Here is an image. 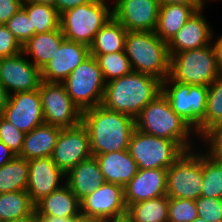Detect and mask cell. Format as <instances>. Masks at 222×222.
<instances>
[{
  "mask_svg": "<svg viewBox=\"0 0 222 222\" xmlns=\"http://www.w3.org/2000/svg\"><path fill=\"white\" fill-rule=\"evenodd\" d=\"M127 222H168V196L136 202L127 207Z\"/></svg>",
  "mask_w": 222,
  "mask_h": 222,
  "instance_id": "cell-28",
  "label": "cell"
},
{
  "mask_svg": "<svg viewBox=\"0 0 222 222\" xmlns=\"http://www.w3.org/2000/svg\"><path fill=\"white\" fill-rule=\"evenodd\" d=\"M192 222H208L206 219L197 217L196 219H194Z\"/></svg>",
  "mask_w": 222,
  "mask_h": 222,
  "instance_id": "cell-51",
  "label": "cell"
},
{
  "mask_svg": "<svg viewBox=\"0 0 222 222\" xmlns=\"http://www.w3.org/2000/svg\"><path fill=\"white\" fill-rule=\"evenodd\" d=\"M65 40L59 27L53 31L33 35L22 45V52L27 58L31 57L29 60L42 70L53 59Z\"/></svg>",
  "mask_w": 222,
  "mask_h": 222,
  "instance_id": "cell-24",
  "label": "cell"
},
{
  "mask_svg": "<svg viewBox=\"0 0 222 222\" xmlns=\"http://www.w3.org/2000/svg\"><path fill=\"white\" fill-rule=\"evenodd\" d=\"M38 216L76 218L81 215V204L67 184L51 192L35 204Z\"/></svg>",
  "mask_w": 222,
  "mask_h": 222,
  "instance_id": "cell-22",
  "label": "cell"
},
{
  "mask_svg": "<svg viewBox=\"0 0 222 222\" xmlns=\"http://www.w3.org/2000/svg\"><path fill=\"white\" fill-rule=\"evenodd\" d=\"M205 5L165 4L160 5L156 35L169 42L196 10Z\"/></svg>",
  "mask_w": 222,
  "mask_h": 222,
  "instance_id": "cell-26",
  "label": "cell"
},
{
  "mask_svg": "<svg viewBox=\"0 0 222 222\" xmlns=\"http://www.w3.org/2000/svg\"><path fill=\"white\" fill-rule=\"evenodd\" d=\"M43 222H70L73 218H62L55 216H38Z\"/></svg>",
  "mask_w": 222,
  "mask_h": 222,
  "instance_id": "cell-47",
  "label": "cell"
},
{
  "mask_svg": "<svg viewBox=\"0 0 222 222\" xmlns=\"http://www.w3.org/2000/svg\"><path fill=\"white\" fill-rule=\"evenodd\" d=\"M31 21V29L35 34L53 31L60 27V14L51 5L26 1L22 4Z\"/></svg>",
  "mask_w": 222,
  "mask_h": 222,
  "instance_id": "cell-32",
  "label": "cell"
},
{
  "mask_svg": "<svg viewBox=\"0 0 222 222\" xmlns=\"http://www.w3.org/2000/svg\"><path fill=\"white\" fill-rule=\"evenodd\" d=\"M206 1H211V0H201V2L205 5L206 4ZM212 1H216V0H212ZM217 1H219V0H217Z\"/></svg>",
  "mask_w": 222,
  "mask_h": 222,
  "instance_id": "cell-52",
  "label": "cell"
},
{
  "mask_svg": "<svg viewBox=\"0 0 222 222\" xmlns=\"http://www.w3.org/2000/svg\"><path fill=\"white\" fill-rule=\"evenodd\" d=\"M36 222H43L39 217L36 219Z\"/></svg>",
  "mask_w": 222,
  "mask_h": 222,
  "instance_id": "cell-53",
  "label": "cell"
},
{
  "mask_svg": "<svg viewBox=\"0 0 222 222\" xmlns=\"http://www.w3.org/2000/svg\"><path fill=\"white\" fill-rule=\"evenodd\" d=\"M65 184L66 174L53 162L51 157L29 160L26 191L34 204Z\"/></svg>",
  "mask_w": 222,
  "mask_h": 222,
  "instance_id": "cell-17",
  "label": "cell"
},
{
  "mask_svg": "<svg viewBox=\"0 0 222 222\" xmlns=\"http://www.w3.org/2000/svg\"><path fill=\"white\" fill-rule=\"evenodd\" d=\"M35 211L27 191L0 193V221L24 218Z\"/></svg>",
  "mask_w": 222,
  "mask_h": 222,
  "instance_id": "cell-31",
  "label": "cell"
},
{
  "mask_svg": "<svg viewBox=\"0 0 222 222\" xmlns=\"http://www.w3.org/2000/svg\"><path fill=\"white\" fill-rule=\"evenodd\" d=\"M111 222H127L126 220H122V221H111Z\"/></svg>",
  "mask_w": 222,
  "mask_h": 222,
  "instance_id": "cell-54",
  "label": "cell"
},
{
  "mask_svg": "<svg viewBox=\"0 0 222 222\" xmlns=\"http://www.w3.org/2000/svg\"><path fill=\"white\" fill-rule=\"evenodd\" d=\"M70 222H97V221L95 219L79 215L78 217L71 219Z\"/></svg>",
  "mask_w": 222,
  "mask_h": 222,
  "instance_id": "cell-49",
  "label": "cell"
},
{
  "mask_svg": "<svg viewBox=\"0 0 222 222\" xmlns=\"http://www.w3.org/2000/svg\"><path fill=\"white\" fill-rule=\"evenodd\" d=\"M135 129L175 141L184 151L195 149L191 138L193 134L196 136L195 130L173 111L162 92L135 118Z\"/></svg>",
  "mask_w": 222,
  "mask_h": 222,
  "instance_id": "cell-3",
  "label": "cell"
},
{
  "mask_svg": "<svg viewBox=\"0 0 222 222\" xmlns=\"http://www.w3.org/2000/svg\"><path fill=\"white\" fill-rule=\"evenodd\" d=\"M18 1H20V2L24 3V2H26L27 0H18Z\"/></svg>",
  "mask_w": 222,
  "mask_h": 222,
  "instance_id": "cell-55",
  "label": "cell"
},
{
  "mask_svg": "<svg viewBox=\"0 0 222 222\" xmlns=\"http://www.w3.org/2000/svg\"><path fill=\"white\" fill-rule=\"evenodd\" d=\"M20 52H22V45L5 24H0V59Z\"/></svg>",
  "mask_w": 222,
  "mask_h": 222,
  "instance_id": "cell-39",
  "label": "cell"
},
{
  "mask_svg": "<svg viewBox=\"0 0 222 222\" xmlns=\"http://www.w3.org/2000/svg\"><path fill=\"white\" fill-rule=\"evenodd\" d=\"M201 196L222 198V163L203 152V179Z\"/></svg>",
  "mask_w": 222,
  "mask_h": 222,
  "instance_id": "cell-34",
  "label": "cell"
},
{
  "mask_svg": "<svg viewBox=\"0 0 222 222\" xmlns=\"http://www.w3.org/2000/svg\"><path fill=\"white\" fill-rule=\"evenodd\" d=\"M160 5L159 0H115L112 14L127 31H155Z\"/></svg>",
  "mask_w": 222,
  "mask_h": 222,
  "instance_id": "cell-16",
  "label": "cell"
},
{
  "mask_svg": "<svg viewBox=\"0 0 222 222\" xmlns=\"http://www.w3.org/2000/svg\"><path fill=\"white\" fill-rule=\"evenodd\" d=\"M222 127V74L208 86L205 118L195 130L197 139L209 131Z\"/></svg>",
  "mask_w": 222,
  "mask_h": 222,
  "instance_id": "cell-29",
  "label": "cell"
},
{
  "mask_svg": "<svg viewBox=\"0 0 222 222\" xmlns=\"http://www.w3.org/2000/svg\"><path fill=\"white\" fill-rule=\"evenodd\" d=\"M41 82V70L23 52L0 59V83L9 95L39 89Z\"/></svg>",
  "mask_w": 222,
  "mask_h": 222,
  "instance_id": "cell-14",
  "label": "cell"
},
{
  "mask_svg": "<svg viewBox=\"0 0 222 222\" xmlns=\"http://www.w3.org/2000/svg\"><path fill=\"white\" fill-rule=\"evenodd\" d=\"M91 1L93 0H55L54 7L59 14H62L64 11L73 9L83 4H87Z\"/></svg>",
  "mask_w": 222,
  "mask_h": 222,
  "instance_id": "cell-42",
  "label": "cell"
},
{
  "mask_svg": "<svg viewBox=\"0 0 222 222\" xmlns=\"http://www.w3.org/2000/svg\"><path fill=\"white\" fill-rule=\"evenodd\" d=\"M29 160L16 156L0 167V193L26 191Z\"/></svg>",
  "mask_w": 222,
  "mask_h": 222,
  "instance_id": "cell-30",
  "label": "cell"
},
{
  "mask_svg": "<svg viewBox=\"0 0 222 222\" xmlns=\"http://www.w3.org/2000/svg\"><path fill=\"white\" fill-rule=\"evenodd\" d=\"M202 12L203 8L196 10L167 43L170 55L211 44L215 35Z\"/></svg>",
  "mask_w": 222,
  "mask_h": 222,
  "instance_id": "cell-19",
  "label": "cell"
},
{
  "mask_svg": "<svg viewBox=\"0 0 222 222\" xmlns=\"http://www.w3.org/2000/svg\"><path fill=\"white\" fill-rule=\"evenodd\" d=\"M128 151L138 169H168L185 151L175 142L145 134H131Z\"/></svg>",
  "mask_w": 222,
  "mask_h": 222,
  "instance_id": "cell-9",
  "label": "cell"
},
{
  "mask_svg": "<svg viewBox=\"0 0 222 222\" xmlns=\"http://www.w3.org/2000/svg\"><path fill=\"white\" fill-rule=\"evenodd\" d=\"M24 137V132L20 131L2 115H0V141H2L17 155L22 149Z\"/></svg>",
  "mask_w": 222,
  "mask_h": 222,
  "instance_id": "cell-37",
  "label": "cell"
},
{
  "mask_svg": "<svg viewBox=\"0 0 222 222\" xmlns=\"http://www.w3.org/2000/svg\"><path fill=\"white\" fill-rule=\"evenodd\" d=\"M39 92L46 124L71 128L82 123V111L72 101L62 83L42 81Z\"/></svg>",
  "mask_w": 222,
  "mask_h": 222,
  "instance_id": "cell-11",
  "label": "cell"
},
{
  "mask_svg": "<svg viewBox=\"0 0 222 222\" xmlns=\"http://www.w3.org/2000/svg\"><path fill=\"white\" fill-rule=\"evenodd\" d=\"M2 116L24 133L45 123L39 89L10 94Z\"/></svg>",
  "mask_w": 222,
  "mask_h": 222,
  "instance_id": "cell-15",
  "label": "cell"
},
{
  "mask_svg": "<svg viewBox=\"0 0 222 222\" xmlns=\"http://www.w3.org/2000/svg\"><path fill=\"white\" fill-rule=\"evenodd\" d=\"M170 76L178 82L209 86L221 74L212 44L170 55Z\"/></svg>",
  "mask_w": 222,
  "mask_h": 222,
  "instance_id": "cell-6",
  "label": "cell"
},
{
  "mask_svg": "<svg viewBox=\"0 0 222 222\" xmlns=\"http://www.w3.org/2000/svg\"><path fill=\"white\" fill-rule=\"evenodd\" d=\"M109 0H93L60 14L66 40L90 46L101 27L113 16Z\"/></svg>",
  "mask_w": 222,
  "mask_h": 222,
  "instance_id": "cell-5",
  "label": "cell"
},
{
  "mask_svg": "<svg viewBox=\"0 0 222 222\" xmlns=\"http://www.w3.org/2000/svg\"><path fill=\"white\" fill-rule=\"evenodd\" d=\"M167 169H138L124 186L126 206L166 195Z\"/></svg>",
  "mask_w": 222,
  "mask_h": 222,
  "instance_id": "cell-20",
  "label": "cell"
},
{
  "mask_svg": "<svg viewBox=\"0 0 222 222\" xmlns=\"http://www.w3.org/2000/svg\"><path fill=\"white\" fill-rule=\"evenodd\" d=\"M16 156L17 154L0 141V167L13 160Z\"/></svg>",
  "mask_w": 222,
  "mask_h": 222,
  "instance_id": "cell-43",
  "label": "cell"
},
{
  "mask_svg": "<svg viewBox=\"0 0 222 222\" xmlns=\"http://www.w3.org/2000/svg\"><path fill=\"white\" fill-rule=\"evenodd\" d=\"M22 4L18 0H0V24H6L21 9Z\"/></svg>",
  "mask_w": 222,
  "mask_h": 222,
  "instance_id": "cell-41",
  "label": "cell"
},
{
  "mask_svg": "<svg viewBox=\"0 0 222 222\" xmlns=\"http://www.w3.org/2000/svg\"><path fill=\"white\" fill-rule=\"evenodd\" d=\"M89 56V46L65 40L53 59L41 70L42 81L62 83Z\"/></svg>",
  "mask_w": 222,
  "mask_h": 222,
  "instance_id": "cell-18",
  "label": "cell"
},
{
  "mask_svg": "<svg viewBox=\"0 0 222 222\" xmlns=\"http://www.w3.org/2000/svg\"><path fill=\"white\" fill-rule=\"evenodd\" d=\"M197 217L195 200L168 197V222H192Z\"/></svg>",
  "mask_w": 222,
  "mask_h": 222,
  "instance_id": "cell-35",
  "label": "cell"
},
{
  "mask_svg": "<svg viewBox=\"0 0 222 222\" xmlns=\"http://www.w3.org/2000/svg\"><path fill=\"white\" fill-rule=\"evenodd\" d=\"M161 92L173 111L196 130L205 118L208 86L175 81L170 75L162 81Z\"/></svg>",
  "mask_w": 222,
  "mask_h": 222,
  "instance_id": "cell-10",
  "label": "cell"
},
{
  "mask_svg": "<svg viewBox=\"0 0 222 222\" xmlns=\"http://www.w3.org/2000/svg\"><path fill=\"white\" fill-rule=\"evenodd\" d=\"M37 218H38V215H37L36 211H34L32 214H30L24 218L13 219L10 221H5V222H36Z\"/></svg>",
  "mask_w": 222,
  "mask_h": 222,
  "instance_id": "cell-48",
  "label": "cell"
},
{
  "mask_svg": "<svg viewBox=\"0 0 222 222\" xmlns=\"http://www.w3.org/2000/svg\"><path fill=\"white\" fill-rule=\"evenodd\" d=\"M62 84L81 111L102 104L106 82L95 57L90 55Z\"/></svg>",
  "mask_w": 222,
  "mask_h": 222,
  "instance_id": "cell-7",
  "label": "cell"
},
{
  "mask_svg": "<svg viewBox=\"0 0 222 222\" xmlns=\"http://www.w3.org/2000/svg\"><path fill=\"white\" fill-rule=\"evenodd\" d=\"M202 179V151H185L167 169L166 195L170 198L196 200L201 196Z\"/></svg>",
  "mask_w": 222,
  "mask_h": 222,
  "instance_id": "cell-8",
  "label": "cell"
},
{
  "mask_svg": "<svg viewBox=\"0 0 222 222\" xmlns=\"http://www.w3.org/2000/svg\"><path fill=\"white\" fill-rule=\"evenodd\" d=\"M5 25L21 45L25 44L33 35H35V29H31V21L23 7H21V9L16 12Z\"/></svg>",
  "mask_w": 222,
  "mask_h": 222,
  "instance_id": "cell-36",
  "label": "cell"
},
{
  "mask_svg": "<svg viewBox=\"0 0 222 222\" xmlns=\"http://www.w3.org/2000/svg\"><path fill=\"white\" fill-rule=\"evenodd\" d=\"M198 217L208 222L222 221V198L200 196L195 200Z\"/></svg>",
  "mask_w": 222,
  "mask_h": 222,
  "instance_id": "cell-38",
  "label": "cell"
},
{
  "mask_svg": "<svg viewBox=\"0 0 222 222\" xmlns=\"http://www.w3.org/2000/svg\"><path fill=\"white\" fill-rule=\"evenodd\" d=\"M161 5L165 4H185V5H204L201 0H159Z\"/></svg>",
  "mask_w": 222,
  "mask_h": 222,
  "instance_id": "cell-45",
  "label": "cell"
},
{
  "mask_svg": "<svg viewBox=\"0 0 222 222\" xmlns=\"http://www.w3.org/2000/svg\"><path fill=\"white\" fill-rule=\"evenodd\" d=\"M126 33L127 29L112 16L95 35L90 55L124 51Z\"/></svg>",
  "mask_w": 222,
  "mask_h": 222,
  "instance_id": "cell-27",
  "label": "cell"
},
{
  "mask_svg": "<svg viewBox=\"0 0 222 222\" xmlns=\"http://www.w3.org/2000/svg\"><path fill=\"white\" fill-rule=\"evenodd\" d=\"M200 140H204L205 146H208L205 152L217 162L222 163V127L209 131Z\"/></svg>",
  "mask_w": 222,
  "mask_h": 222,
  "instance_id": "cell-40",
  "label": "cell"
},
{
  "mask_svg": "<svg viewBox=\"0 0 222 222\" xmlns=\"http://www.w3.org/2000/svg\"><path fill=\"white\" fill-rule=\"evenodd\" d=\"M108 183L125 186L137 173V164L128 150L94 155Z\"/></svg>",
  "mask_w": 222,
  "mask_h": 222,
  "instance_id": "cell-23",
  "label": "cell"
},
{
  "mask_svg": "<svg viewBox=\"0 0 222 222\" xmlns=\"http://www.w3.org/2000/svg\"><path fill=\"white\" fill-rule=\"evenodd\" d=\"M9 94L0 83V115H2L5 106L7 105Z\"/></svg>",
  "mask_w": 222,
  "mask_h": 222,
  "instance_id": "cell-46",
  "label": "cell"
},
{
  "mask_svg": "<svg viewBox=\"0 0 222 222\" xmlns=\"http://www.w3.org/2000/svg\"><path fill=\"white\" fill-rule=\"evenodd\" d=\"M213 45L215 54H216V62L219 69V72L222 74V35L216 38V41L213 39L211 41Z\"/></svg>",
  "mask_w": 222,
  "mask_h": 222,
  "instance_id": "cell-44",
  "label": "cell"
},
{
  "mask_svg": "<svg viewBox=\"0 0 222 222\" xmlns=\"http://www.w3.org/2000/svg\"><path fill=\"white\" fill-rule=\"evenodd\" d=\"M105 182L95 156L83 160L66 174V184L80 201Z\"/></svg>",
  "mask_w": 222,
  "mask_h": 222,
  "instance_id": "cell-21",
  "label": "cell"
},
{
  "mask_svg": "<svg viewBox=\"0 0 222 222\" xmlns=\"http://www.w3.org/2000/svg\"><path fill=\"white\" fill-rule=\"evenodd\" d=\"M91 156L88 130L82 123L60 130L51 158L65 174Z\"/></svg>",
  "mask_w": 222,
  "mask_h": 222,
  "instance_id": "cell-13",
  "label": "cell"
},
{
  "mask_svg": "<svg viewBox=\"0 0 222 222\" xmlns=\"http://www.w3.org/2000/svg\"><path fill=\"white\" fill-rule=\"evenodd\" d=\"M61 129L58 126L43 123L29 133H25L22 149L17 156L26 160L51 157Z\"/></svg>",
  "mask_w": 222,
  "mask_h": 222,
  "instance_id": "cell-25",
  "label": "cell"
},
{
  "mask_svg": "<svg viewBox=\"0 0 222 222\" xmlns=\"http://www.w3.org/2000/svg\"><path fill=\"white\" fill-rule=\"evenodd\" d=\"M91 56L95 57L97 60L106 83L122 76H126L133 71L125 50Z\"/></svg>",
  "mask_w": 222,
  "mask_h": 222,
  "instance_id": "cell-33",
  "label": "cell"
},
{
  "mask_svg": "<svg viewBox=\"0 0 222 222\" xmlns=\"http://www.w3.org/2000/svg\"><path fill=\"white\" fill-rule=\"evenodd\" d=\"M82 124L89 134L92 156L128 150L135 119L98 105L82 111Z\"/></svg>",
  "mask_w": 222,
  "mask_h": 222,
  "instance_id": "cell-1",
  "label": "cell"
},
{
  "mask_svg": "<svg viewBox=\"0 0 222 222\" xmlns=\"http://www.w3.org/2000/svg\"><path fill=\"white\" fill-rule=\"evenodd\" d=\"M81 215L97 222L125 220L127 206L124 187L115 183H103L99 188L80 201Z\"/></svg>",
  "mask_w": 222,
  "mask_h": 222,
  "instance_id": "cell-12",
  "label": "cell"
},
{
  "mask_svg": "<svg viewBox=\"0 0 222 222\" xmlns=\"http://www.w3.org/2000/svg\"><path fill=\"white\" fill-rule=\"evenodd\" d=\"M124 50L133 71L155 76L161 81L170 75L167 42L155 31H127Z\"/></svg>",
  "mask_w": 222,
  "mask_h": 222,
  "instance_id": "cell-4",
  "label": "cell"
},
{
  "mask_svg": "<svg viewBox=\"0 0 222 222\" xmlns=\"http://www.w3.org/2000/svg\"><path fill=\"white\" fill-rule=\"evenodd\" d=\"M27 1H32V2H37V3H43V4L51 5V6H54V5H55V0H27Z\"/></svg>",
  "mask_w": 222,
  "mask_h": 222,
  "instance_id": "cell-50",
  "label": "cell"
},
{
  "mask_svg": "<svg viewBox=\"0 0 222 222\" xmlns=\"http://www.w3.org/2000/svg\"><path fill=\"white\" fill-rule=\"evenodd\" d=\"M161 87L157 77L132 71L106 83L101 105L135 119L161 93Z\"/></svg>",
  "mask_w": 222,
  "mask_h": 222,
  "instance_id": "cell-2",
  "label": "cell"
}]
</instances>
